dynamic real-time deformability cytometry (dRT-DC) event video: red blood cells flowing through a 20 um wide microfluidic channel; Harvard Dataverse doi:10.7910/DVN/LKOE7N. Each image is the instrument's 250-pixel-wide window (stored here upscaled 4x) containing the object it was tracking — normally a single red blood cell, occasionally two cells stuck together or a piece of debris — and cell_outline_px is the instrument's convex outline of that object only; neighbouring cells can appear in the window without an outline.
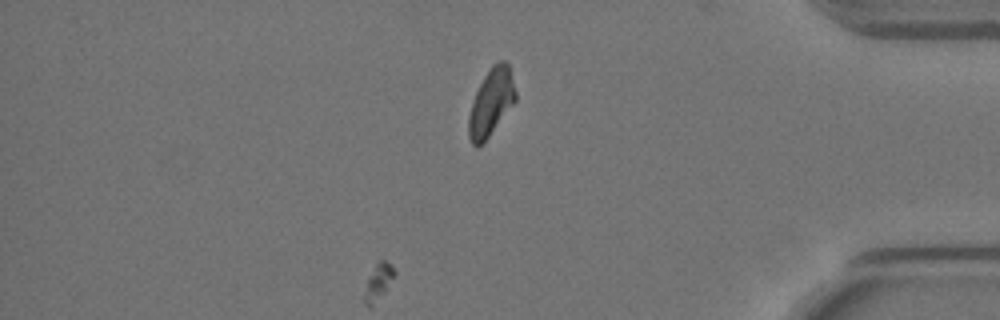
{"species": "Egyptian fruit bat (a non-hibernating species)", "species_latin": "Rousettus aegyptiacus", "temperature_condition": "warm", "stored_images_in_passage": 47, "camera_frame_rate_fps": 3000, "um_per_image_px": 0.085, "animal": {"sex": "female"}, "frame": {"image": 1, "passage_image": 47, "time_ms": 15.333, "image_size_px": [1000, 320], "cell_outline_px": [[516, 100], [488, 136], [476, 148], [472, 144], [468, 136], [468, 116], [472, 100], [484, 76], [492, 64], [500, 60], [504, 60], [508, 64], [516, 92]], "centroid_in_image_um": [41.72, 8.67], "position_along_channel_um": 393.5, "area_um2": 18.03}}